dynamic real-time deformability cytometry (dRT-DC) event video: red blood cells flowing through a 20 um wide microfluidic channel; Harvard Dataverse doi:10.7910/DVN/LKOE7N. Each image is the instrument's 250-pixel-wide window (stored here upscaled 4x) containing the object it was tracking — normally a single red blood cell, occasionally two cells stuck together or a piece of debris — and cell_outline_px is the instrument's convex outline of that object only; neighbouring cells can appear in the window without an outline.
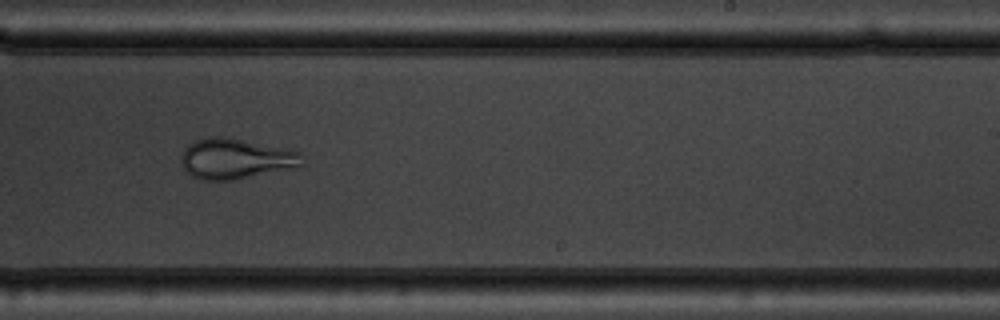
{"species": "common noctule bat (a hibernating species)", "species_latin": "Nyctalus noctula", "temperature_condition": "warm", "stored_images_in_passage": 48, "camera_frame_rate_fps": 3000, "um_per_image_px": 0.085, "animal": {"sex": "male", "body_mass_g": 19.5, "forearm_length_mm": 54.6}, "frame": {"image": 1, "passage_image": 28, "time_ms": 9.0, "image_size_px": [1000, 320], "cell_outline_px": [[304, 164], [296, 168], [232, 180], [200, 180], [192, 176], [184, 168], [180, 160], [180, 156], [184, 148], [188, 144], [196, 140], [212, 136], [220, 136], [292, 148], [300, 152]], "centroid_in_image_um": [20.07, 13.49], "position_along_channel_um": 268.9, "area_um2": 28.9}}